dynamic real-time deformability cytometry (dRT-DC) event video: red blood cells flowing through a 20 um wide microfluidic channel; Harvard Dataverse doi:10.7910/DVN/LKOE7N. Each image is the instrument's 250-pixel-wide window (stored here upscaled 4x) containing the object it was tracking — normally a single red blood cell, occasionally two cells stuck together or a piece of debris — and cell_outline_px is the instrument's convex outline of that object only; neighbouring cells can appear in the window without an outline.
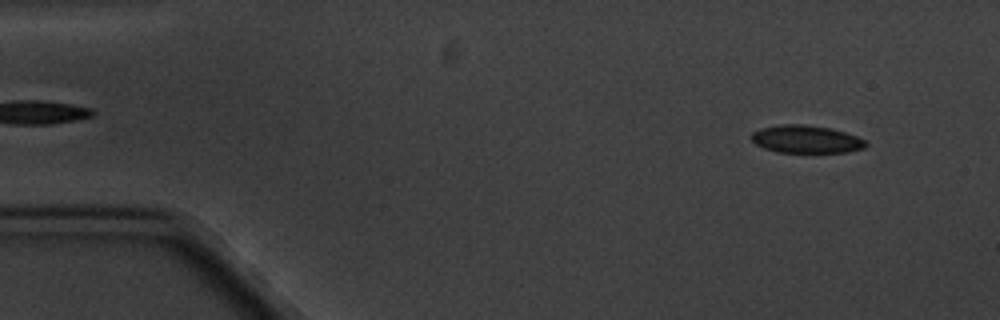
{"species": "common noctule bat (a hibernating species)", "species_latin": "Nyctalus noctula", "temperature_condition": "cold", "stored_images_in_passage": 4, "camera_frame_rate_fps": 3000, "um_per_image_px": 0.085, "animal": {"sex": "male", "body_mass_g": 20.1, "forearm_length_mm": 53.5}, "frame": {"image": 1, "passage_image": 4, "time_ms": 4.333, "image_size_px": [1000, 320], "cell_outline_px": [[868, 144], [864, 148], [848, 152], [776, 152], [764, 148], [756, 144], [752, 140], [752, 132], [760, 128], [780, 124], [804, 124], [832, 128], [856, 136], [864, 140]], "centroid_in_image_um": [68.51, 11.83], "position_along_channel_um": 16.5, "area_um2": 18.5}}